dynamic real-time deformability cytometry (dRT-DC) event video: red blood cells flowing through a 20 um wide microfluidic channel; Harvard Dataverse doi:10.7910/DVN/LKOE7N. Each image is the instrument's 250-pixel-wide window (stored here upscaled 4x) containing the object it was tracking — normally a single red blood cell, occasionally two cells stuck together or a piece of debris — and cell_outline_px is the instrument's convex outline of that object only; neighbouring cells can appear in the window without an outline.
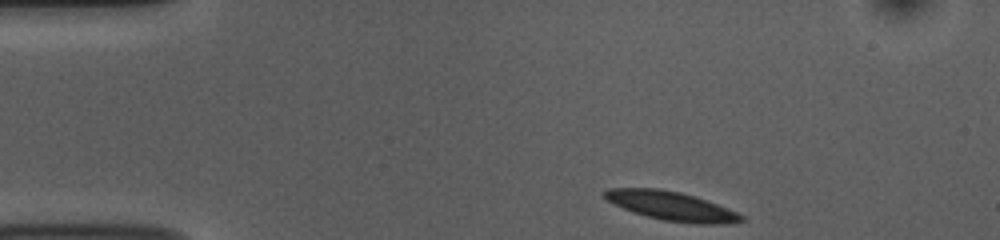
{"species": "common noctule bat (a hibernating species)", "species_latin": "Nyctalus noctula", "temperature_condition": "room temperature", "stored_images_in_passage": 46, "camera_frame_rate_fps": 3000, "um_per_image_px": 0.085, "animal": {"sex": "female", "body_mass_g": 10.0, "forearm_length_mm": 53.1}, "frame": {"image": 1, "passage_image": 1, "time_ms": 0.0, "image_size_px": [1000, 240], "cell_outline_px": [[744, 220], [732, 224], [700, 224], [664, 220], [648, 216], [624, 208], [608, 200], [604, 196], [604, 192], [608, 188], [656, 188], [680, 192], [716, 204], [736, 212], [744, 216]], "centroid_in_image_um": [57.1, 17.51], "position_along_channel_um": 27.9, "area_um2": 22.48}}
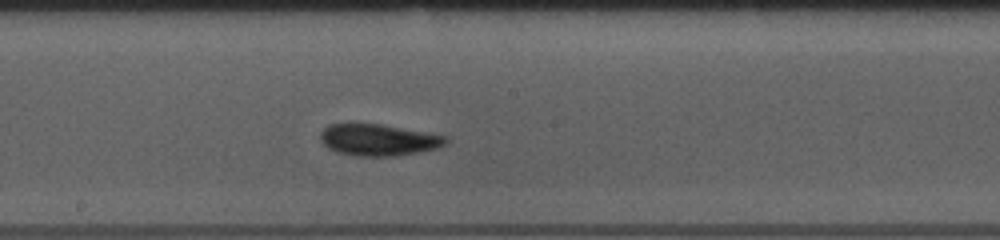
{"frame": {"image": 2, "passage_image": 21, "time_ms": 6.667, "image_size_px": [1000, 240], "cell_outline_px": [[448, 140], [444, 144], [436, 148], [396, 156], [356, 156], [336, 152], [328, 148], [320, 140], [320, 132], [328, 124], [380, 124], [448, 136]], "centroid_in_image_um": [32.13, 11.89], "position_along_channel_um": 216.1, "area_um2": 22.95}}
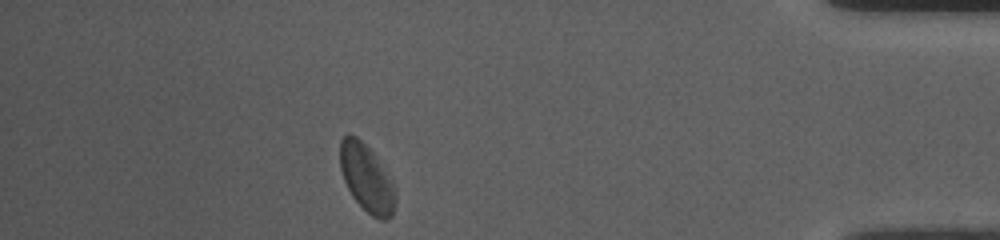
{"frame": {"image": 3, "passage_image": 40, "time_ms": 13.0, "image_size_px": [1000, 240], "cell_outline_px": [[396, 204], [392, 216], [388, 220], [380, 220], [372, 216], [352, 196], [344, 180], [340, 168], [340, 140], [344, 136], [356, 136], [372, 152], [396, 192]], "centroid_in_image_um": [31.15, 15.19], "position_along_channel_um": 404.0, "area_um2": 21.1}, "authors_computed_cell_mechanics": {"area_um2": 22.1952, "velocity_mm_per_s": 3.6814, "shape_relaxation_time_tau1_ms": 4.2989, "shape_relaxation_time_tau2_ms": 5.7601, "deformation_change_tau1": 0.09, "deformation_change_tau2": 0.079}}